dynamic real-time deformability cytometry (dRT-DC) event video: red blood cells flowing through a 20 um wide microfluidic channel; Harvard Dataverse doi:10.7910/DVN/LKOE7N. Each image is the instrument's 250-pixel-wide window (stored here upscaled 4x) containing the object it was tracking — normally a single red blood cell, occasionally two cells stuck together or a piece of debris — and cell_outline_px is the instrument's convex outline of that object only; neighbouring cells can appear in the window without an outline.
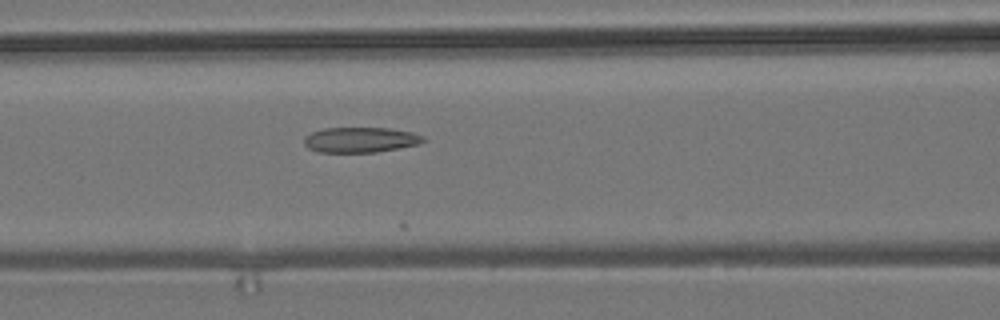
{"species": "common noctule bat (a hibernating species)", "species_latin": "Nyctalus noctula", "temperature_condition": "room temperature", "stored_images_in_passage": 14, "camera_frame_rate_fps": 3000, "um_per_image_px": 0.085, "animal": {"sex": "male", "body_mass_g": 19.2, "forearm_length_mm": 51.8}, "frame": {"image": 1, "passage_image": 11, "time_ms": 3.333, "image_size_px": [1000, 320], "cell_outline_px": [[424, 140], [420, 144], [376, 152], [316, 152], [308, 148], [304, 144], [304, 136], [312, 132], [324, 128], [388, 128], [412, 132], [424, 136]], "centroid_in_image_um": [30.61, 11.88], "position_along_channel_um": 136.0, "area_um2": 17.57}}